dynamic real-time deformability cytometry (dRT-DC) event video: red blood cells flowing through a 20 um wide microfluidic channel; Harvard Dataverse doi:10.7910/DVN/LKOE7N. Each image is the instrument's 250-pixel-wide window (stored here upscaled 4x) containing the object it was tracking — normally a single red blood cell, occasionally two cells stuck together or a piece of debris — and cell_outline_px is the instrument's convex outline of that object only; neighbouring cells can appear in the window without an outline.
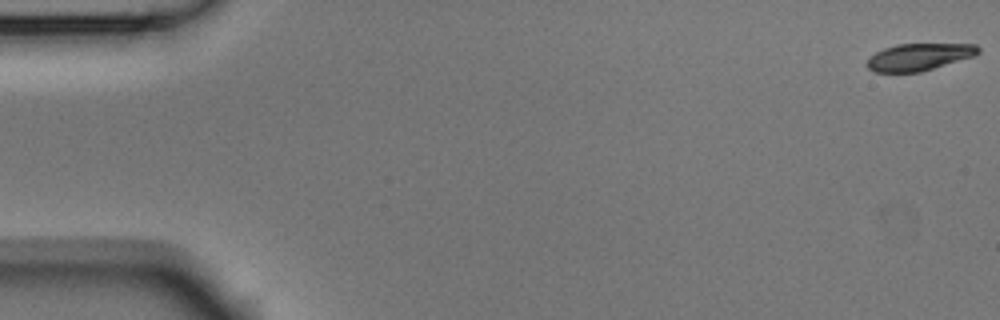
{"species": "Egyptian fruit bat (a non-hibernating species)", "species_latin": "Rousettus aegyptiacus", "temperature_condition": "room temperature", "stored_images_in_passage": 10, "camera_frame_rate_fps": 3000, "um_per_image_px": 0.085, "animal": {"sex": "male"}, "frame": {"image": 1, "passage_image": 1, "time_ms": 0.0, "image_size_px": [1000, 320], "cell_outline_px": [[980, 52], [976, 56], [920, 72], [876, 72], [868, 68], [864, 64], [876, 52], [884, 48], [896, 44], [976, 44], [980, 48]], "centroid_in_image_um": [78.15, 4.84], "position_along_channel_um": 6.9, "area_um2": 17.63}}